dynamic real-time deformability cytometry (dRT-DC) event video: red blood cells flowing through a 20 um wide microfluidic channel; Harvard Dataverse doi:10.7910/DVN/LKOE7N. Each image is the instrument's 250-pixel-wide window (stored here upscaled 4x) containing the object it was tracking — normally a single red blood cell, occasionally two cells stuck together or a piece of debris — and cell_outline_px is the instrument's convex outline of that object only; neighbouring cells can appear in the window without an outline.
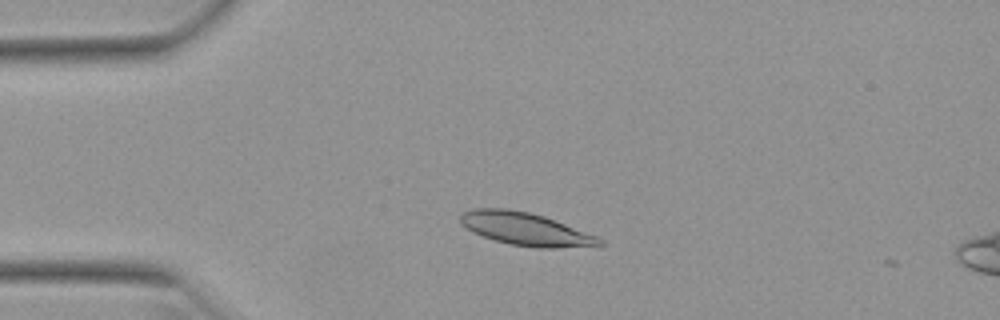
{"species": "Egyptian fruit bat (a non-hibernating species)", "species_latin": "Rousettus aegyptiacus", "temperature_condition": "warm", "stored_images_in_passage": 6, "camera_frame_rate_fps": 3000, "um_per_image_px": 0.085, "animal": {"sex": "female"}, "frame": {"image": 1, "passage_image": 2, "time_ms": 0.333, "image_size_px": [1000, 320], "cell_outline_px": [[604, 244], [600, 248], [536, 248], [508, 244], [472, 232], [460, 224], [460, 216], [464, 212], [472, 208], [508, 208], [528, 212], [544, 216], [596, 236], [604, 240]], "centroid_in_image_um": [44.74, 19.49], "position_along_channel_um": 40.3, "area_um2": 27.05}}